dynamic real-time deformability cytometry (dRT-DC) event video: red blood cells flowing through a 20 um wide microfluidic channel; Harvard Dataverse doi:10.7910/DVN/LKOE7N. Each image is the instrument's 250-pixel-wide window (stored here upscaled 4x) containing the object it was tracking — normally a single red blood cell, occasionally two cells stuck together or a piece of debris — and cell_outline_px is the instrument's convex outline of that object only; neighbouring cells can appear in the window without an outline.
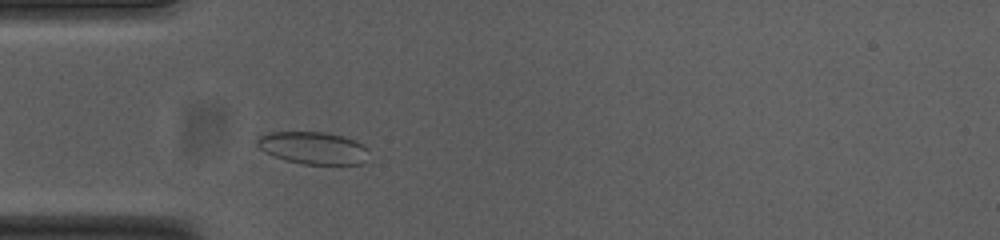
{"species": "common noctule bat (a hibernating species)", "species_latin": "Nyctalus noctula", "temperature_condition": "cold", "stored_images_in_passage": 39, "camera_frame_rate_fps": 3000, "um_per_image_px": 0.085, "animal": {"sex": "female", "body_mass_g": 23.0, "forearm_length_mm": 53.4}, "frame": {"image": 1, "passage_image": 8, "time_ms": 2.333, "image_size_px": [1000, 240], "cell_outline_px": [[368, 160], [364, 164], [304, 164], [284, 160], [272, 156], [264, 152], [256, 144], [256, 140], [260, 136], [268, 132], [324, 132], [344, 136], [368, 148]], "centroid_in_image_um": [26.61, 12.58], "position_along_channel_um": 58.4, "area_um2": 21.21}}
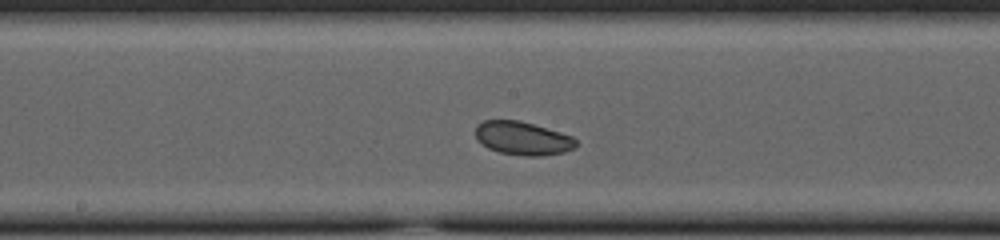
{"frame": {"image": 2, "passage_image": 20, "time_ms": 6.333, "image_size_px": [1000, 240], "cell_outline_px": [[576, 148], [564, 152], [540, 156], [524, 156], [500, 152], [488, 148], [476, 140], [476, 124], [484, 120], [520, 120], [560, 132], [572, 136], [576, 140]], "centroid_in_image_um": [44.42, 11.75], "position_along_channel_um": 203.8, "area_um2": 19.65}}
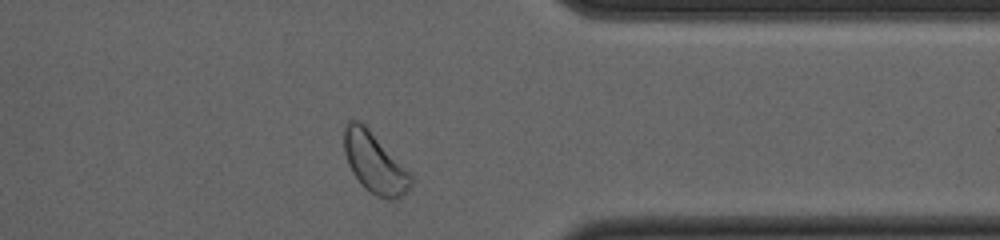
{"frame": {"image": 3, "passage_image": 35, "time_ms": 11.333, "image_size_px": [1000, 240], "cell_outline_px": [[412, 188], [400, 200], [388, 200], [376, 196], [364, 188], [360, 184], [352, 172], [348, 164], [344, 152], [344, 128], [348, 120], [360, 120], [368, 128], [412, 176]], "centroid_in_image_um": [31.84, 13.89], "position_along_channel_um": 379.6, "area_um2": 23.58}, "authors_computed_cell_mechanics": {"area_um2": 20.23, "velocity_mm_per_s": 3.7116, "shape_relaxation_time_tau1_ms": 2.1507, "shape_relaxation_time_tau2_ms": null, "deformation_change_tau1": 0.0607, "deformation_change_tau2": null}}